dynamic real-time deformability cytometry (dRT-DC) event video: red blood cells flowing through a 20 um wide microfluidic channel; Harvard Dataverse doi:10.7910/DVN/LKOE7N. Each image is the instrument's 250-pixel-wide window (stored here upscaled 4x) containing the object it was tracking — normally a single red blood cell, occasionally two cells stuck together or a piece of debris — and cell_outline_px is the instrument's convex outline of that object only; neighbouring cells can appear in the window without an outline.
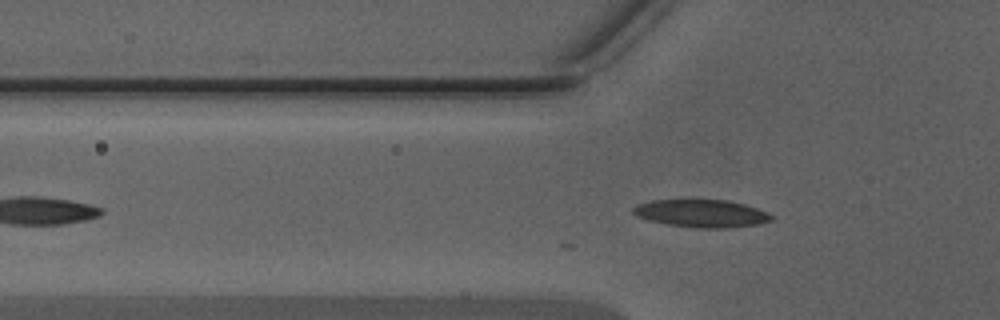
{"species": "Egyptian fruit bat (a non-hibernating species)", "species_latin": "Rousettus aegyptiacus", "temperature_condition": "warm", "stored_images_in_passage": 13, "camera_frame_rate_fps": 3000, "um_per_image_px": 0.085, "animal": {"sex": "male"}, "frame": {"image": 1, "passage_image": 13, "time_ms": 4.0, "image_size_px": [1000, 320], "cell_outline_px": [[772, 220], [756, 224], [728, 228], [692, 228], [668, 224], [648, 220], [636, 216], [632, 212], [632, 208], [636, 204], [652, 200], [728, 200], [744, 204], [768, 212], [772, 216]], "centroid_in_image_um": [59.59, 18.14], "position_along_channel_um": 66.2, "area_um2": 22.31}}